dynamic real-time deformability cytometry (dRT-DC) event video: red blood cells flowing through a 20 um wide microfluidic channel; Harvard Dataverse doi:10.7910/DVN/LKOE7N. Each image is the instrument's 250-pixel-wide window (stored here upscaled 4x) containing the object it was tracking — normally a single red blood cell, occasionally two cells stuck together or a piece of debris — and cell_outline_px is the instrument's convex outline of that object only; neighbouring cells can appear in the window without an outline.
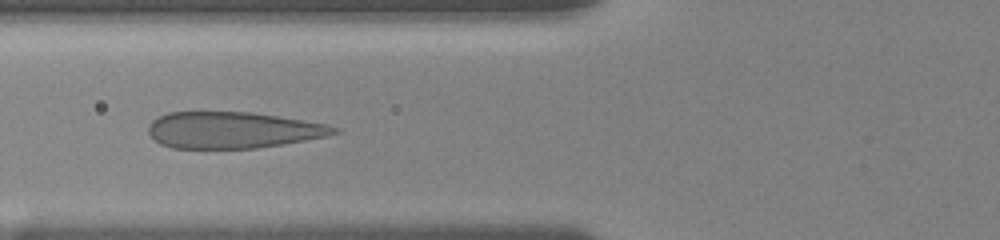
{"species": "human", "species_latin": "Homo sapiens", "temperature_condition": "room temperature", "stored_images_in_passage": 23, "camera_frame_rate_fps": 3000, "um_per_image_px": 0.085, "donor": {"sex": "female"}, "frame": {"image": 1, "passage_image": 11, "time_ms": 4.0, "image_size_px": [1000, 240], "cell_outline_px": [[340, 132], [324, 136], [304, 140], [256, 148], [172, 148], [160, 144], [152, 140], [148, 132], [148, 124], [156, 116], [168, 112], [252, 112], [328, 124], [340, 128]], "centroid_in_image_um": [19.72, 11.05], "position_along_channel_um": 106.1, "area_um2": 39.48}}
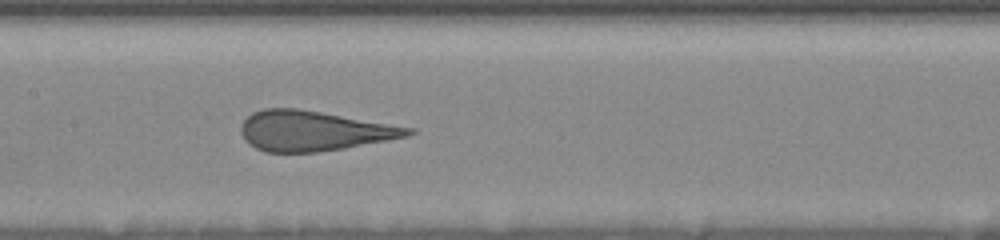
{"frame": {"image": 2, "passage_image": 16, "time_ms": 6.0, "image_size_px": [1000, 240], "cell_outline_px": [[416, 132], [408, 136], [388, 140], [344, 148], [316, 152], [264, 152], [248, 144], [244, 140], [240, 132], [240, 128], [244, 120], [252, 112], [264, 108], [296, 108], [416, 128]], "centroid_in_image_um": [26.64, 11.12], "position_along_channel_um": 180.8, "area_um2": 38.96}}
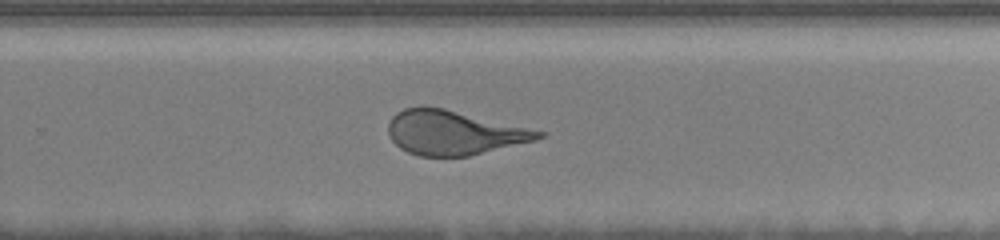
{"frame": {"image": 3, "passage_image": 23, "time_ms": 9.0, "image_size_px": [1000, 240], "cell_outline_px": [[548, 132], [544, 136], [536, 140], [468, 156], [420, 156], [408, 152], [400, 148], [392, 140], [388, 132], [388, 124], [392, 116], [396, 112], [404, 108], [444, 108]], "centroid_in_image_um": [38.59, 11.28], "position_along_channel_um": 291.2, "area_um2": 38.44}}